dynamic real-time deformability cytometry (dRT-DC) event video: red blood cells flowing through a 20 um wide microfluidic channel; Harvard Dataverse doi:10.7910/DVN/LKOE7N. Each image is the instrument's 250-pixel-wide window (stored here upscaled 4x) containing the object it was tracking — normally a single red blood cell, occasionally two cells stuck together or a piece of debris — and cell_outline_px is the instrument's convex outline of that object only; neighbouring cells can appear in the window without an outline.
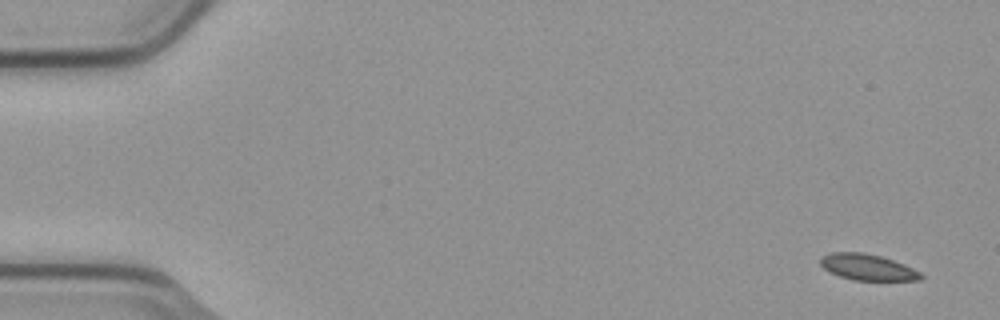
{"species": "common noctule bat (a hibernating species)", "species_latin": "Nyctalus noctula", "temperature_condition": "cold", "stored_images_in_passage": 4, "camera_frame_rate_fps": 3000, "um_per_image_px": 0.085, "animal": {"sex": "male", "body_mass_g": 23.1, "forearm_length_mm": 52.7}, "frame": {"image": 1, "passage_image": 1, "time_ms": 0.0, "image_size_px": [1000, 320], "cell_outline_px": [[924, 276], [920, 280], [852, 280], [828, 272], [820, 264], [820, 256], [832, 252], [864, 252], [880, 256], [904, 264], [920, 272]], "centroid_in_image_um": [73.71, 22.71], "position_along_channel_um": 11.3, "area_um2": 15.32}}
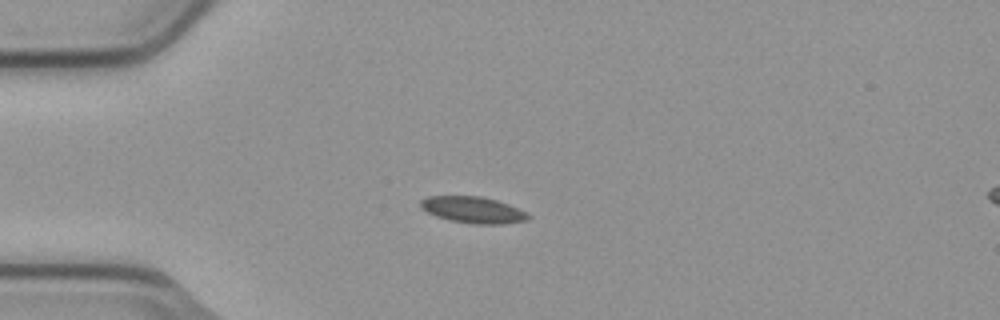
{"frame": {"image": 2, "passage_image": 2, "time_ms": 0.333, "image_size_px": [1000, 320], "cell_outline_px": [[532, 216], [528, 220], [504, 224], [472, 224], [448, 220], [436, 216], [420, 208], [420, 200], [428, 196], [480, 196], [496, 200], [508, 204], [528, 212]], "centroid_in_image_um": [40.23, 17.84], "position_along_channel_um": 44.8, "area_um2": 16.76}}
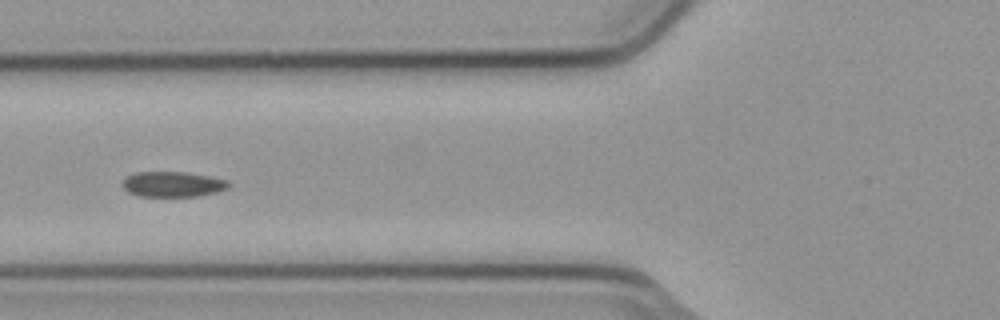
{"frame": {"image": 3, "passage_image": 4, "time_ms": 1.0, "image_size_px": [1000, 320], "cell_outline_px": [[232, 184], [228, 188], [216, 192], [200, 196], [140, 196], [128, 192], [120, 184], [128, 176], [136, 172], [184, 172], [208, 176], [228, 180]], "centroid_in_image_um": [14.7, 15.66], "position_along_channel_um": 111.1, "area_um2": 15.66}}